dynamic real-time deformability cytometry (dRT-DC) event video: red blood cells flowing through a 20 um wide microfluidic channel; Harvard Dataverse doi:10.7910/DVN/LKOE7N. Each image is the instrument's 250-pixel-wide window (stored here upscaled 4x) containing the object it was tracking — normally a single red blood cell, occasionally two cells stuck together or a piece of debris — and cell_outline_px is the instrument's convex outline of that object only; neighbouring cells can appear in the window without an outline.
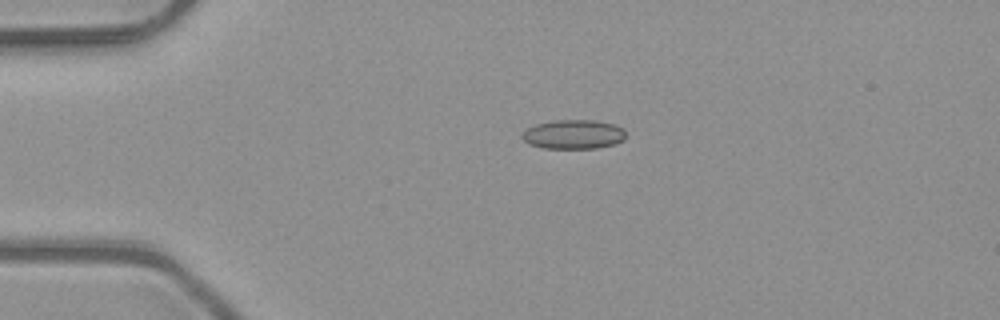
{"species": "common noctule bat (a hibernating species)", "species_latin": "Nyctalus noctula", "temperature_condition": "room temperature", "stored_images_in_passage": 2, "camera_frame_rate_fps": 3000, "um_per_image_px": 0.085, "animal": {"sex": "male", "body_mass_g": 23.1, "forearm_length_mm": 52.7}, "frame": {"image": 1, "passage_image": 1, "time_ms": 0.0, "image_size_px": [1000, 320], "cell_outline_px": [[624, 140], [616, 144], [596, 148], [544, 148], [528, 144], [520, 136], [528, 128], [536, 124], [552, 120], [596, 120], [616, 124], [624, 128]], "centroid_in_image_um": [48.77, 11.41], "position_along_channel_um": 36.2, "area_um2": 17.8}}